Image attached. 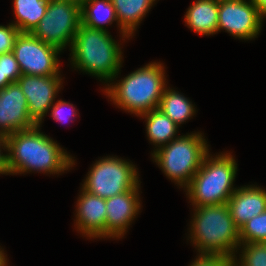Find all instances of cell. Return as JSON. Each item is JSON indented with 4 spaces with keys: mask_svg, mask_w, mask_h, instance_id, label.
<instances>
[{
    "mask_svg": "<svg viewBox=\"0 0 266 266\" xmlns=\"http://www.w3.org/2000/svg\"><path fill=\"white\" fill-rule=\"evenodd\" d=\"M243 245L240 254V260L234 261L233 266H266V243H246ZM241 262V263H240ZM241 264V265H238Z\"/></svg>",
    "mask_w": 266,
    "mask_h": 266,
    "instance_id": "603a6c76",
    "label": "cell"
},
{
    "mask_svg": "<svg viewBox=\"0 0 266 266\" xmlns=\"http://www.w3.org/2000/svg\"><path fill=\"white\" fill-rule=\"evenodd\" d=\"M119 46L108 31L92 29L81 23L70 47L72 64L106 83L113 81L122 63Z\"/></svg>",
    "mask_w": 266,
    "mask_h": 266,
    "instance_id": "3957f363",
    "label": "cell"
},
{
    "mask_svg": "<svg viewBox=\"0 0 266 266\" xmlns=\"http://www.w3.org/2000/svg\"><path fill=\"white\" fill-rule=\"evenodd\" d=\"M158 108L178 126L194 116L196 111L189 99L169 88L162 94Z\"/></svg>",
    "mask_w": 266,
    "mask_h": 266,
    "instance_id": "44dd1931",
    "label": "cell"
},
{
    "mask_svg": "<svg viewBox=\"0 0 266 266\" xmlns=\"http://www.w3.org/2000/svg\"><path fill=\"white\" fill-rule=\"evenodd\" d=\"M39 128L36 125L6 136L10 174L31 171L59 174L75 164L73 157Z\"/></svg>",
    "mask_w": 266,
    "mask_h": 266,
    "instance_id": "6da1fadb",
    "label": "cell"
},
{
    "mask_svg": "<svg viewBox=\"0 0 266 266\" xmlns=\"http://www.w3.org/2000/svg\"><path fill=\"white\" fill-rule=\"evenodd\" d=\"M135 165L117 157H105L93 164L82 188L103 199L130 191L139 184Z\"/></svg>",
    "mask_w": 266,
    "mask_h": 266,
    "instance_id": "52a82bcc",
    "label": "cell"
},
{
    "mask_svg": "<svg viewBox=\"0 0 266 266\" xmlns=\"http://www.w3.org/2000/svg\"><path fill=\"white\" fill-rule=\"evenodd\" d=\"M241 244L266 243V211L252 217L239 229Z\"/></svg>",
    "mask_w": 266,
    "mask_h": 266,
    "instance_id": "7402d4cb",
    "label": "cell"
},
{
    "mask_svg": "<svg viewBox=\"0 0 266 266\" xmlns=\"http://www.w3.org/2000/svg\"><path fill=\"white\" fill-rule=\"evenodd\" d=\"M252 3L256 6L259 13L265 17L266 16V0H251Z\"/></svg>",
    "mask_w": 266,
    "mask_h": 266,
    "instance_id": "f1b7e54d",
    "label": "cell"
},
{
    "mask_svg": "<svg viewBox=\"0 0 266 266\" xmlns=\"http://www.w3.org/2000/svg\"><path fill=\"white\" fill-rule=\"evenodd\" d=\"M61 80L60 75L22 74L18 78L17 83L27 99L29 117L36 125L41 124L43 117L51 109L50 107L53 105L60 87H62Z\"/></svg>",
    "mask_w": 266,
    "mask_h": 266,
    "instance_id": "8fae6325",
    "label": "cell"
},
{
    "mask_svg": "<svg viewBox=\"0 0 266 266\" xmlns=\"http://www.w3.org/2000/svg\"><path fill=\"white\" fill-rule=\"evenodd\" d=\"M115 8L120 32L124 38L133 36L142 18L156 0H111Z\"/></svg>",
    "mask_w": 266,
    "mask_h": 266,
    "instance_id": "e0dca14e",
    "label": "cell"
},
{
    "mask_svg": "<svg viewBox=\"0 0 266 266\" xmlns=\"http://www.w3.org/2000/svg\"><path fill=\"white\" fill-rule=\"evenodd\" d=\"M139 185L132 190L106 199V237L121 238L138 214Z\"/></svg>",
    "mask_w": 266,
    "mask_h": 266,
    "instance_id": "4fadbf2b",
    "label": "cell"
},
{
    "mask_svg": "<svg viewBox=\"0 0 266 266\" xmlns=\"http://www.w3.org/2000/svg\"><path fill=\"white\" fill-rule=\"evenodd\" d=\"M49 0H14L16 21L21 33H31L46 14Z\"/></svg>",
    "mask_w": 266,
    "mask_h": 266,
    "instance_id": "ffe728a7",
    "label": "cell"
},
{
    "mask_svg": "<svg viewBox=\"0 0 266 266\" xmlns=\"http://www.w3.org/2000/svg\"><path fill=\"white\" fill-rule=\"evenodd\" d=\"M164 71L160 62H152L130 73L118 83L107 84L104 91L115 105L139 116L158 108L167 88Z\"/></svg>",
    "mask_w": 266,
    "mask_h": 266,
    "instance_id": "277c9868",
    "label": "cell"
},
{
    "mask_svg": "<svg viewBox=\"0 0 266 266\" xmlns=\"http://www.w3.org/2000/svg\"><path fill=\"white\" fill-rule=\"evenodd\" d=\"M114 21L118 23L111 0H83L81 5V23L83 25L107 31L104 25H110Z\"/></svg>",
    "mask_w": 266,
    "mask_h": 266,
    "instance_id": "d6986e66",
    "label": "cell"
},
{
    "mask_svg": "<svg viewBox=\"0 0 266 266\" xmlns=\"http://www.w3.org/2000/svg\"><path fill=\"white\" fill-rule=\"evenodd\" d=\"M208 151L202 134L195 132L176 137L167 145L155 149L152 156L169 179L186 188L200 169Z\"/></svg>",
    "mask_w": 266,
    "mask_h": 266,
    "instance_id": "8992f818",
    "label": "cell"
},
{
    "mask_svg": "<svg viewBox=\"0 0 266 266\" xmlns=\"http://www.w3.org/2000/svg\"><path fill=\"white\" fill-rule=\"evenodd\" d=\"M263 18L251 0H218L217 32L223 29L235 38L253 39L260 33Z\"/></svg>",
    "mask_w": 266,
    "mask_h": 266,
    "instance_id": "30bf717a",
    "label": "cell"
},
{
    "mask_svg": "<svg viewBox=\"0 0 266 266\" xmlns=\"http://www.w3.org/2000/svg\"><path fill=\"white\" fill-rule=\"evenodd\" d=\"M65 107H67L68 109H71V112L69 114H64V113H68L65 112ZM73 107V108H71ZM50 108H52V112H51V117L59 122H67L68 119L73 117L77 114L74 106L72 104H70L69 102H65L62 100H58L56 101V103H54Z\"/></svg>",
    "mask_w": 266,
    "mask_h": 266,
    "instance_id": "4316f807",
    "label": "cell"
},
{
    "mask_svg": "<svg viewBox=\"0 0 266 266\" xmlns=\"http://www.w3.org/2000/svg\"><path fill=\"white\" fill-rule=\"evenodd\" d=\"M65 1H72V2H76L79 5H82L83 0H65Z\"/></svg>",
    "mask_w": 266,
    "mask_h": 266,
    "instance_id": "1f68e13d",
    "label": "cell"
},
{
    "mask_svg": "<svg viewBox=\"0 0 266 266\" xmlns=\"http://www.w3.org/2000/svg\"><path fill=\"white\" fill-rule=\"evenodd\" d=\"M81 24V5L72 1L49 0L46 14L31 34L61 51L72 46Z\"/></svg>",
    "mask_w": 266,
    "mask_h": 266,
    "instance_id": "ba28073f",
    "label": "cell"
},
{
    "mask_svg": "<svg viewBox=\"0 0 266 266\" xmlns=\"http://www.w3.org/2000/svg\"><path fill=\"white\" fill-rule=\"evenodd\" d=\"M20 33V30L13 23L7 26L0 25V55L13 50Z\"/></svg>",
    "mask_w": 266,
    "mask_h": 266,
    "instance_id": "d4e9b609",
    "label": "cell"
},
{
    "mask_svg": "<svg viewBox=\"0 0 266 266\" xmlns=\"http://www.w3.org/2000/svg\"><path fill=\"white\" fill-rule=\"evenodd\" d=\"M146 120V131L150 141L159 149L174 140L178 125L159 108L139 115Z\"/></svg>",
    "mask_w": 266,
    "mask_h": 266,
    "instance_id": "ac0fdd59",
    "label": "cell"
},
{
    "mask_svg": "<svg viewBox=\"0 0 266 266\" xmlns=\"http://www.w3.org/2000/svg\"><path fill=\"white\" fill-rule=\"evenodd\" d=\"M194 210L190 238L199 254L222 255L237 259L235 250L237 252L241 244L239 228L231 217L228 205H205L194 207Z\"/></svg>",
    "mask_w": 266,
    "mask_h": 266,
    "instance_id": "7a4b0ae2",
    "label": "cell"
},
{
    "mask_svg": "<svg viewBox=\"0 0 266 266\" xmlns=\"http://www.w3.org/2000/svg\"><path fill=\"white\" fill-rule=\"evenodd\" d=\"M0 71L3 74V78H8L11 83L17 82L22 75L20 66L12 51L0 55Z\"/></svg>",
    "mask_w": 266,
    "mask_h": 266,
    "instance_id": "cb8c5ba5",
    "label": "cell"
},
{
    "mask_svg": "<svg viewBox=\"0 0 266 266\" xmlns=\"http://www.w3.org/2000/svg\"><path fill=\"white\" fill-rule=\"evenodd\" d=\"M227 205L235 225L240 229L252 217L266 211V190L255 185L239 187Z\"/></svg>",
    "mask_w": 266,
    "mask_h": 266,
    "instance_id": "9a60e30c",
    "label": "cell"
},
{
    "mask_svg": "<svg viewBox=\"0 0 266 266\" xmlns=\"http://www.w3.org/2000/svg\"><path fill=\"white\" fill-rule=\"evenodd\" d=\"M8 84H11V82L8 80V78H3V74L0 71V90L5 88Z\"/></svg>",
    "mask_w": 266,
    "mask_h": 266,
    "instance_id": "f546056e",
    "label": "cell"
},
{
    "mask_svg": "<svg viewBox=\"0 0 266 266\" xmlns=\"http://www.w3.org/2000/svg\"><path fill=\"white\" fill-rule=\"evenodd\" d=\"M234 259L222 255L199 254L190 266H233Z\"/></svg>",
    "mask_w": 266,
    "mask_h": 266,
    "instance_id": "484cf974",
    "label": "cell"
},
{
    "mask_svg": "<svg viewBox=\"0 0 266 266\" xmlns=\"http://www.w3.org/2000/svg\"><path fill=\"white\" fill-rule=\"evenodd\" d=\"M205 156L198 172L185 188L194 207L227 204L232 194L236 177L237 163L230 153Z\"/></svg>",
    "mask_w": 266,
    "mask_h": 266,
    "instance_id": "5b68a950",
    "label": "cell"
},
{
    "mask_svg": "<svg viewBox=\"0 0 266 266\" xmlns=\"http://www.w3.org/2000/svg\"><path fill=\"white\" fill-rule=\"evenodd\" d=\"M187 26L201 35H213L218 27V0H197L185 15Z\"/></svg>",
    "mask_w": 266,
    "mask_h": 266,
    "instance_id": "2e32d148",
    "label": "cell"
},
{
    "mask_svg": "<svg viewBox=\"0 0 266 266\" xmlns=\"http://www.w3.org/2000/svg\"><path fill=\"white\" fill-rule=\"evenodd\" d=\"M77 200V231L90 238H106V199L83 188Z\"/></svg>",
    "mask_w": 266,
    "mask_h": 266,
    "instance_id": "5bb4252c",
    "label": "cell"
},
{
    "mask_svg": "<svg viewBox=\"0 0 266 266\" xmlns=\"http://www.w3.org/2000/svg\"><path fill=\"white\" fill-rule=\"evenodd\" d=\"M61 50L34 37L31 33H20L12 53L22 74L35 76L59 75L58 54Z\"/></svg>",
    "mask_w": 266,
    "mask_h": 266,
    "instance_id": "9c48e42d",
    "label": "cell"
},
{
    "mask_svg": "<svg viewBox=\"0 0 266 266\" xmlns=\"http://www.w3.org/2000/svg\"><path fill=\"white\" fill-rule=\"evenodd\" d=\"M1 147L3 150L7 152V138L4 135H0V174H10L8 168V155L3 154L1 151Z\"/></svg>",
    "mask_w": 266,
    "mask_h": 266,
    "instance_id": "83f0119b",
    "label": "cell"
},
{
    "mask_svg": "<svg viewBox=\"0 0 266 266\" xmlns=\"http://www.w3.org/2000/svg\"><path fill=\"white\" fill-rule=\"evenodd\" d=\"M36 124L29 117L27 99L17 82L0 90V135L8 136Z\"/></svg>",
    "mask_w": 266,
    "mask_h": 266,
    "instance_id": "7c38bea8",
    "label": "cell"
},
{
    "mask_svg": "<svg viewBox=\"0 0 266 266\" xmlns=\"http://www.w3.org/2000/svg\"><path fill=\"white\" fill-rule=\"evenodd\" d=\"M7 258L5 256L4 250L0 249V266H5L7 264Z\"/></svg>",
    "mask_w": 266,
    "mask_h": 266,
    "instance_id": "4dcf8cb0",
    "label": "cell"
}]
</instances>
